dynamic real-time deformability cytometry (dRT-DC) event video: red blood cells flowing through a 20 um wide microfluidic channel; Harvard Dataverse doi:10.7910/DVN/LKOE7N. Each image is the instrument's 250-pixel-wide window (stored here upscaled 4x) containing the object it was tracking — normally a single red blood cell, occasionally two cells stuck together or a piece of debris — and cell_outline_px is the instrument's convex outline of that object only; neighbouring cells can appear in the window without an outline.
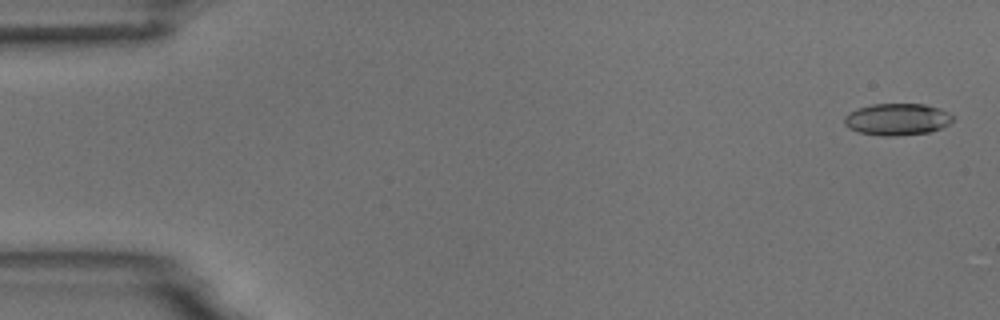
{"species": "common noctule bat (a hibernating species)", "species_latin": "Nyctalus noctula", "temperature_condition": "room temperature", "stored_images_in_passage": 4, "camera_frame_rate_fps": 3000, "um_per_image_px": 0.085, "animal": {"sex": "male", "body_mass_g": 18.8}, "frame": {"image": 1, "passage_image": 1, "time_ms": 0.0, "image_size_px": [1000, 320], "cell_outline_px": [[956, 116], [948, 124], [940, 128], [928, 132], [896, 136], [880, 136], [860, 132], [848, 128], [844, 124], [844, 116], [848, 112], [856, 108], [872, 104], [924, 104], [940, 108]], "centroid_in_image_um": [76.24, 10.13], "position_along_channel_um": 8.8, "area_um2": 20.29}}
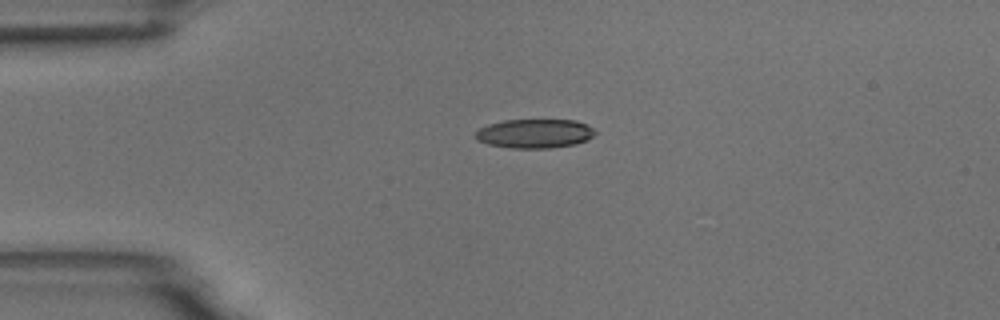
{"frame": {"image": 2, "passage_image": 4, "time_ms": 3.667, "image_size_px": [1000, 320], "cell_outline_px": [[596, 132], [588, 140], [576, 144], [552, 148], [512, 148], [488, 144], [476, 140], [476, 132], [480, 128], [488, 124], [504, 120], [576, 120], [592, 128]], "centroid_in_image_um": [45.44, 11.35], "position_along_channel_um": 39.6, "area_um2": 20.23}}